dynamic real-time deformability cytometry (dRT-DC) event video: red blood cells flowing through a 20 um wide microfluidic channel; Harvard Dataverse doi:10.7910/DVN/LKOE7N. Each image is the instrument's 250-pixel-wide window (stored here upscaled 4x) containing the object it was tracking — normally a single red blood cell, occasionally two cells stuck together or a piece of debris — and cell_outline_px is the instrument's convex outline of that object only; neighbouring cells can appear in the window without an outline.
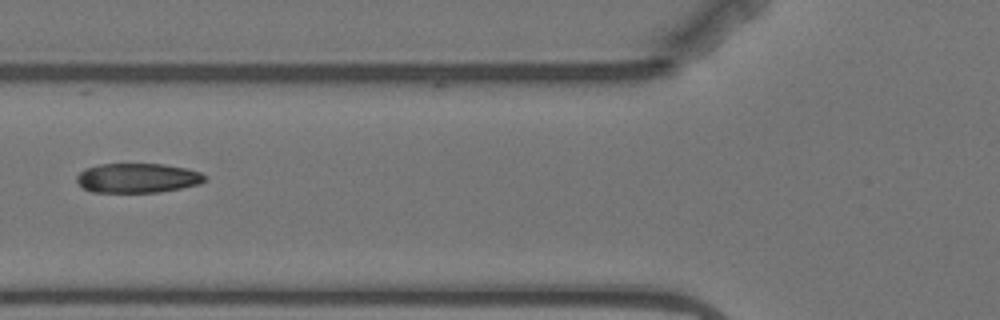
{"species": "Egyptian fruit bat (a non-hibernating species)", "species_latin": "Rousettus aegyptiacus", "temperature_condition": "warm", "stored_images_in_passage": 4, "camera_frame_rate_fps": 3000, "um_per_image_px": 0.085, "animal": {"sex": "female"}, "frame": {"image": 1, "passage_image": 4, "time_ms": 3.333, "image_size_px": [1000, 320], "cell_outline_px": [[208, 176], [200, 184], [160, 192], [92, 192], [84, 188], [76, 180], [76, 176], [84, 168], [100, 164], [164, 164], [188, 168], [200, 172]], "centroid_in_image_um": [11.71, 15.12], "position_along_channel_um": 114.1, "area_um2": 22.14}}